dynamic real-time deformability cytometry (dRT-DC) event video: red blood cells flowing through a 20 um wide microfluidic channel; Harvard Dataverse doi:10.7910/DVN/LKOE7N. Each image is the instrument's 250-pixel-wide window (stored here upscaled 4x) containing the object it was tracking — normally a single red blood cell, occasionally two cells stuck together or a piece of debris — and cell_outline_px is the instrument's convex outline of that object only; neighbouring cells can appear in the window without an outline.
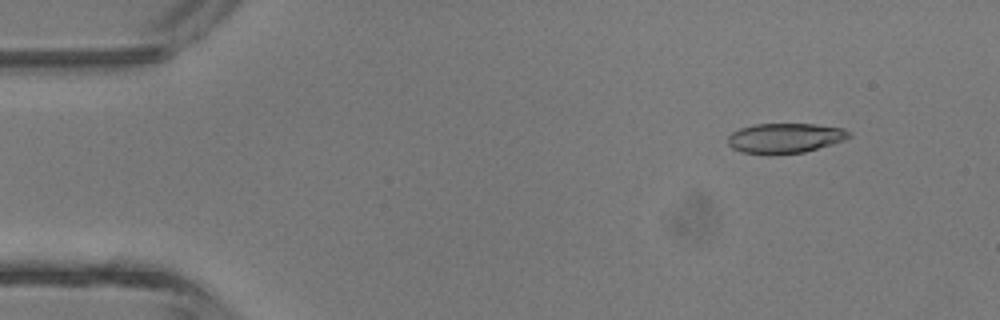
{"species": "common noctule bat (a hibernating species)", "species_latin": "Nyctalus noctula", "temperature_condition": "room temperature", "stored_images_in_passage": 5, "camera_frame_rate_fps": 3000, "um_per_image_px": 0.085, "animal": {"sex": "male", "body_mass_g": 13.3}, "frame": {"image": 1, "passage_image": 2, "time_ms": 1.0, "image_size_px": [1000, 320], "cell_outline_px": [[852, 136], [844, 140], [832, 144], [804, 152], [772, 156], [768, 156], [740, 152], [732, 148], [728, 144], [728, 136], [732, 132], [740, 128], [756, 124], [816, 124], [844, 128]], "centroid_in_image_um": [66.69, 11.76], "position_along_channel_um": 18.3, "area_um2": 21.56}}
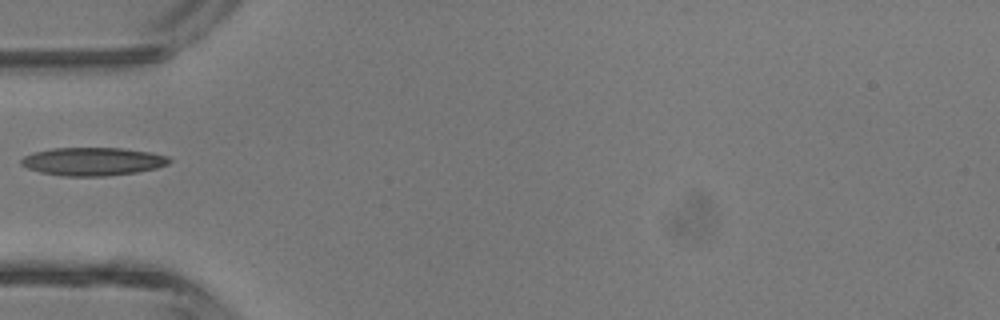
{"frame": {"image": 2, "passage_image": 5, "time_ms": 4.333, "image_size_px": [1000, 320], "cell_outline_px": [[172, 160], [168, 164], [156, 168], [136, 172], [104, 176], [64, 176], [40, 172], [28, 168], [20, 164], [20, 160], [24, 156], [32, 152], [52, 148], [124, 148], [152, 152], [168, 156]], "centroid_in_image_um": [7.89, 13.71], "position_along_channel_um": 77.1, "area_um2": 24.39}}